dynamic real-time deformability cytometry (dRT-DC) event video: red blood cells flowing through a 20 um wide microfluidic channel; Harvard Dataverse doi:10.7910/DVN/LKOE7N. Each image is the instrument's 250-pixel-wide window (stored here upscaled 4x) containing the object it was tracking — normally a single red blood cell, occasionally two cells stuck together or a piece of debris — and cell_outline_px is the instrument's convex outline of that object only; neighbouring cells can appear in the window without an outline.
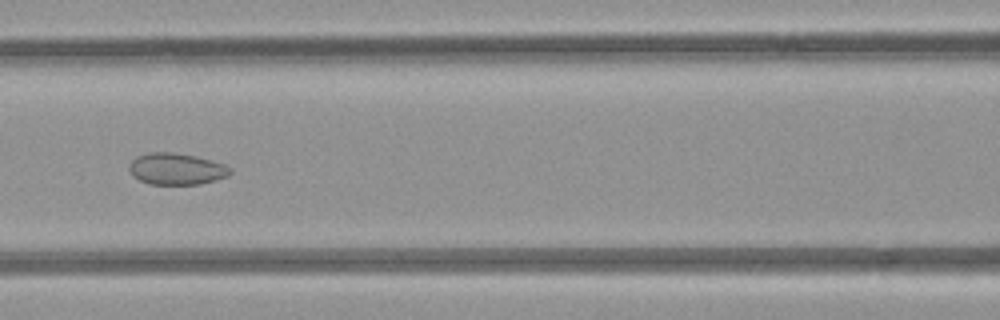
{"species": "common noctule bat (a hibernating species)", "species_latin": "Nyctalus noctula", "temperature_condition": "room temperature", "stored_images_in_passage": 7, "camera_frame_rate_fps": 3000, "um_per_image_px": 0.085, "animal": {"sex": "female", "body_mass_g": 21.9}, "frame": {"image": 1, "passage_image": 7, "time_ms": 6.667, "image_size_px": [1000, 320], "cell_outline_px": [[232, 172], [228, 176], [216, 180], [200, 184], [148, 184], [132, 176], [128, 168], [128, 164], [136, 156], [148, 152], [172, 152], [196, 156], [212, 160], [224, 164], [232, 168]], "centroid_in_image_um": [14.99, 14.35], "position_along_channel_um": 151.6, "area_um2": 18.84}}